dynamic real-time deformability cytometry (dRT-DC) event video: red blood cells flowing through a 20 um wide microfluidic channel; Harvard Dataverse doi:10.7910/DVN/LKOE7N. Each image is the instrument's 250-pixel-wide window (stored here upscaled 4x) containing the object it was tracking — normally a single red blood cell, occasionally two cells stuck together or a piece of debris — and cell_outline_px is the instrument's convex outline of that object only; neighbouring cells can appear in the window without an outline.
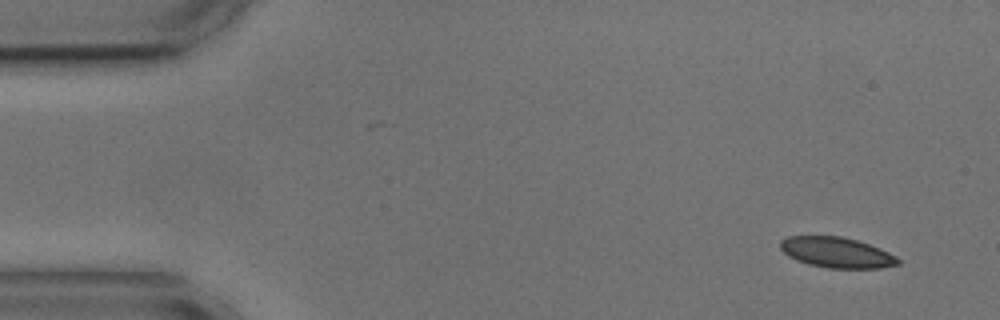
{"species": "common noctule bat (a hibernating species)", "species_latin": "Nyctalus noctula", "temperature_condition": "cold", "stored_images_in_passage": 2, "camera_frame_rate_fps": 3000, "um_per_image_px": 0.085, "animal": {"sex": "male", "body_mass_g": 17.9, "forearm_length_mm": 54.2}, "frame": {"image": 1, "passage_image": 2, "time_ms": 2.0, "image_size_px": [1000, 320], "cell_outline_px": [[900, 264], [880, 268], [828, 268], [808, 264], [796, 260], [788, 256], [780, 248], [780, 240], [788, 236], [840, 236], [856, 240], [880, 248], [896, 256], [900, 260]], "centroid_in_image_um": [71.11, 21.46], "position_along_channel_um": 13.9, "area_um2": 20.92}}